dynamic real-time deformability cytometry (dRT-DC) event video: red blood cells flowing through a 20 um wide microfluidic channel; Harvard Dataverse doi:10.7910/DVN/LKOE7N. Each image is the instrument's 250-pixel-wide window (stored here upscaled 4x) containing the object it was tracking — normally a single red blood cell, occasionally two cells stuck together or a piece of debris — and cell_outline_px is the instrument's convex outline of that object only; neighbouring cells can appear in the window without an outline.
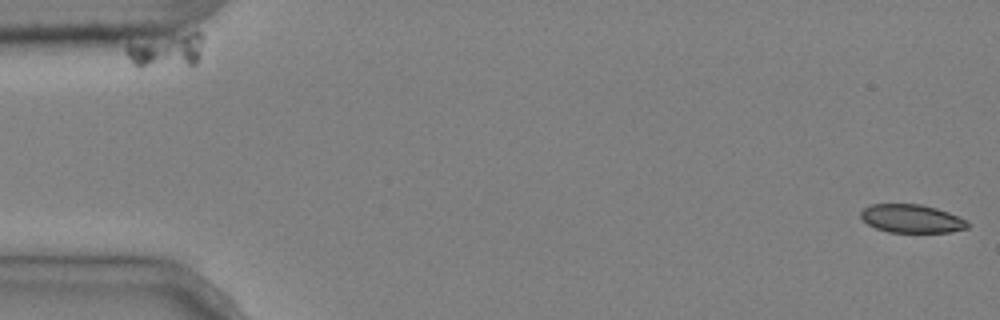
{"species": "common noctule bat (a hibernating species)", "species_latin": "Nyctalus noctula", "temperature_condition": "cold", "stored_images_in_passage": 5, "camera_frame_rate_fps": 3000, "um_per_image_px": 0.085, "animal": {"sex": "male", "body_mass_g": 20.4}, "frame": {"image": 1, "passage_image": 1, "time_ms": 0.0, "image_size_px": [1000, 320], "cell_outline_px": [[968, 228], [952, 232], [888, 232], [876, 228], [868, 224], [860, 216], [860, 212], [868, 204], [920, 204], [936, 208], [948, 212], [968, 220]], "centroid_in_image_um": [77.49, 18.58], "position_along_channel_um": 7.5, "area_um2": 17.69}}
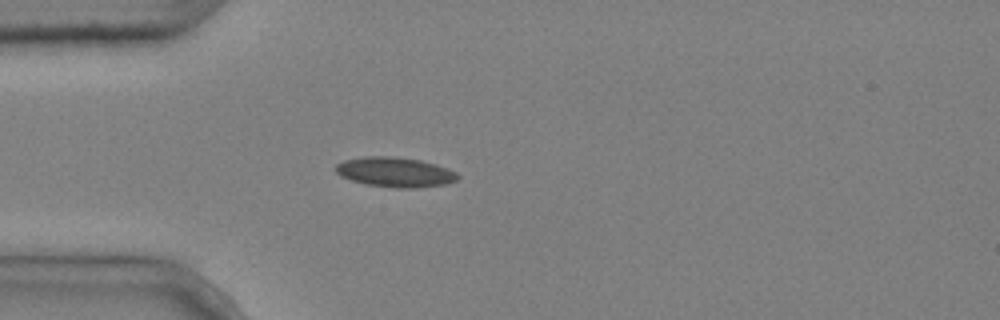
{"frame": {"image": 2, "passage_image": 5, "time_ms": 1.333, "image_size_px": [1000, 320], "cell_outline_px": [[460, 176], [456, 180], [444, 184], [416, 188], [396, 188], [368, 184], [352, 180], [340, 176], [336, 172], [336, 164], [344, 160], [364, 156], [384, 156], [420, 160], [436, 164], [448, 168], [456, 172]], "centroid_in_image_um": [33.58, 14.63], "position_along_channel_um": 51.4, "area_um2": 21.04}}